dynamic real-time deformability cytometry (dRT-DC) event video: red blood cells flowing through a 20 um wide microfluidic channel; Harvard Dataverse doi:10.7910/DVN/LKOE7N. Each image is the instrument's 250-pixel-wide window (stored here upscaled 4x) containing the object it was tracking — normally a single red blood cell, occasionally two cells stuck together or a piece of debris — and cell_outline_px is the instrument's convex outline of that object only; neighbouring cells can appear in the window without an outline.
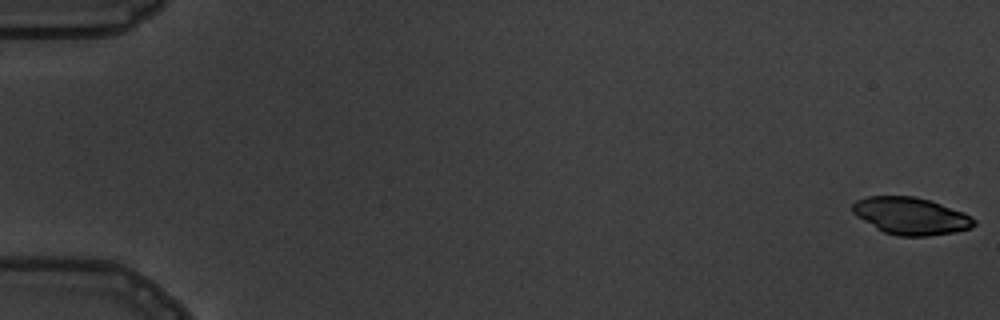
{"species": "common noctule bat (a hibernating species)", "species_latin": "Nyctalus noctula", "temperature_condition": "warm", "stored_images_in_passage": 9, "camera_frame_rate_fps": 3000, "um_per_image_px": 0.085, "animal": {"sex": "male", "body_mass_g": 19.5, "forearm_length_mm": 54.6}, "frame": {"image": 1, "passage_image": 1, "time_ms": 0.0, "image_size_px": [1000, 320], "cell_outline_px": [[976, 224], [972, 228], [956, 232], [928, 236], [896, 236], [884, 232], [876, 228], [856, 216], [852, 212], [852, 204], [856, 200], [868, 196], [912, 196], [928, 200], [964, 212], [972, 216], [976, 220]], "centroid_in_image_um": [77.43, 18.36], "position_along_channel_um": 7.6, "area_um2": 26.41}}